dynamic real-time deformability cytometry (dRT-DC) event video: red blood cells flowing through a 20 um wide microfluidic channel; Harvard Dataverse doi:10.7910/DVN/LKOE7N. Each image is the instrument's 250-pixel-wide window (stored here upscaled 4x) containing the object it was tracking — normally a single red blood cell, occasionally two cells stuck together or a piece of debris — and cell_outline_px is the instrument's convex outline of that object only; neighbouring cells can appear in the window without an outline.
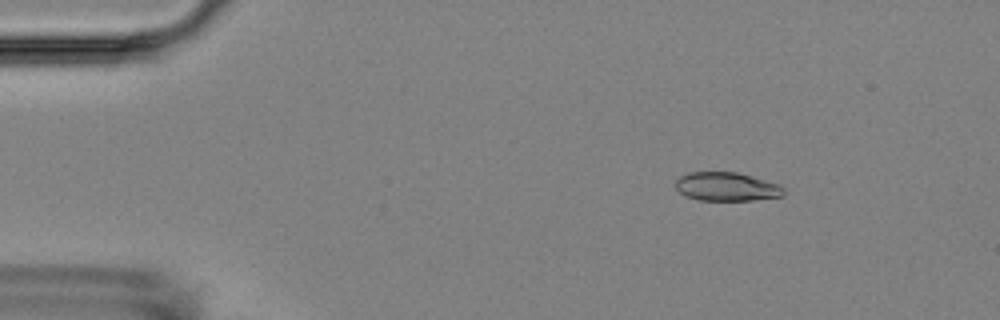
{"species": "Egyptian fruit bat (a non-hibernating species)", "species_latin": "Rousettus aegyptiacus", "temperature_condition": "room temperature", "stored_images_in_passage": 8, "camera_frame_rate_fps": 3000, "um_per_image_px": 0.085, "animal": {"sex": "female"}, "frame": {"image": 1, "passage_image": 2, "time_ms": 1.333, "image_size_px": [1000, 320], "cell_outline_px": [[784, 196], [752, 200], [700, 200], [684, 196], [676, 188], [676, 180], [680, 176], [688, 172], [736, 172], [780, 184], [784, 188]], "centroid_in_image_um": [61.76, 15.87], "position_along_channel_um": 23.2, "area_um2": 18.09}}
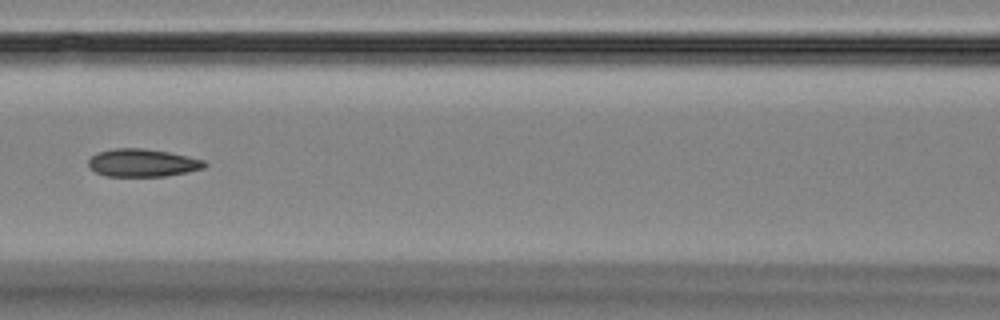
{"frame": {"image": 2, "passage_image": 7, "time_ms": 7.0, "image_size_px": [1000, 320], "cell_outline_px": [[208, 164], [204, 168], [188, 172], [164, 176], [108, 176], [96, 172], [88, 164], [88, 160], [96, 152], [112, 148], [144, 148], [168, 152], [188, 156], [204, 160]], "centroid_in_image_um": [12.12, 13.83], "position_along_channel_um": 154.5, "area_um2": 18.84}}
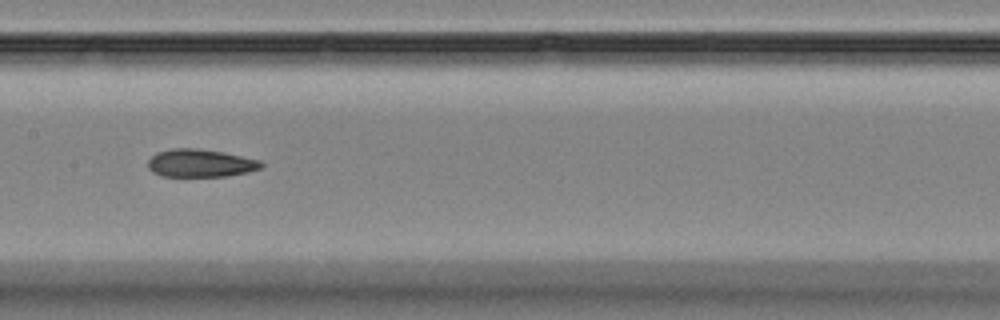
{"frame": {"image": 3, "passage_image": 8, "time_ms": 8.0, "image_size_px": [1000, 320], "cell_outline_px": [[264, 164], [260, 168], [248, 172], [228, 176], [160, 176], [152, 172], [148, 168], [148, 160], [156, 152], [172, 148], [196, 148], [224, 152], [260, 160]], "centroid_in_image_um": [17.01, 13.86], "position_along_channel_um": 190.4, "area_um2": 18.5}}